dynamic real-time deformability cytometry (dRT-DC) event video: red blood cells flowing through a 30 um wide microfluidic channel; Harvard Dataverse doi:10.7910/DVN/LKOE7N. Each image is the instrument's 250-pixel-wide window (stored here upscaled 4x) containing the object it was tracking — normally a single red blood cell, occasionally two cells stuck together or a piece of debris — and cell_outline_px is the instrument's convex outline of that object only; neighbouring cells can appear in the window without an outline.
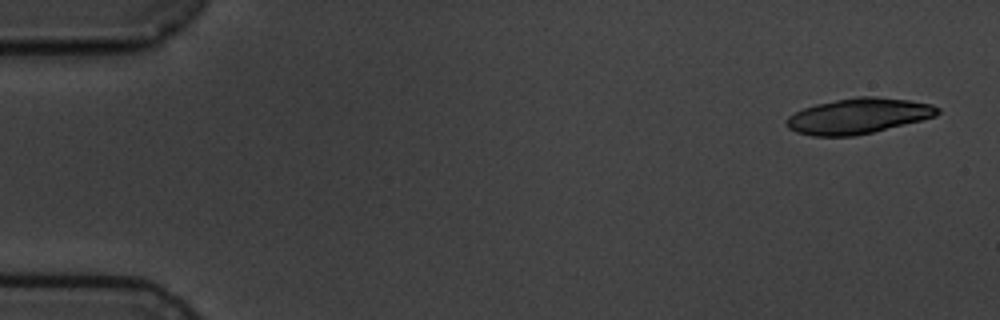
{"species": "common noctule bat (a hibernating species)", "species_latin": "Nyctalus noctula", "temperature_condition": "cold", "stored_images_in_passage": 4, "camera_frame_rate_fps": 3000, "um_per_image_px": 0.085, "animal": {"sex": "male", "body_mass_g": 19.5, "forearm_length_mm": 54.6}, "frame": {"image": 1, "passage_image": 1, "time_ms": 0.0, "image_size_px": [1000, 320], "cell_outline_px": [[940, 112], [936, 116], [872, 132], [852, 136], [812, 136], [796, 132], [788, 128], [784, 124], [784, 120], [788, 116], [804, 108], [816, 104], [856, 96], [876, 96], [908, 100], [932, 104], [940, 108]], "centroid_in_image_um": [72.92, 9.85], "position_along_channel_um": 12.1, "area_um2": 31.15}}